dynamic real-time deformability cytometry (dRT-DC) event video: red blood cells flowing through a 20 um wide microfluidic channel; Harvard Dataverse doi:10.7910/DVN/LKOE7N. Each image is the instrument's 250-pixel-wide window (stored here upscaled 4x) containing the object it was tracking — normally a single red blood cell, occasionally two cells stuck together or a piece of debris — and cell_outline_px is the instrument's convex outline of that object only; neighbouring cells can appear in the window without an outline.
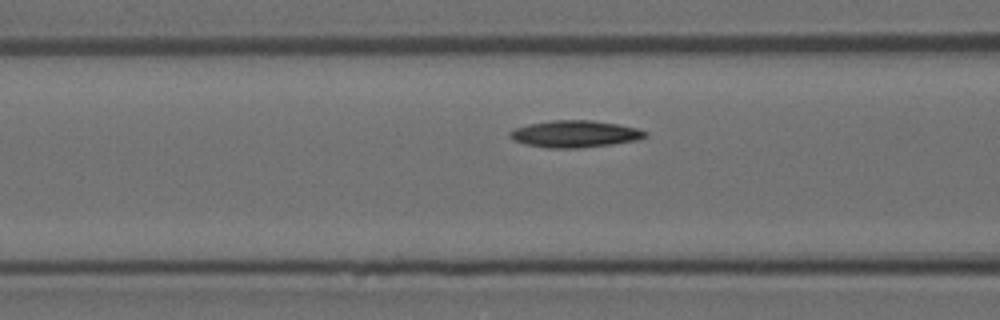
{"species": "Egyptian fruit bat (a non-hibernating species)", "species_latin": "Rousettus aegyptiacus", "temperature_condition": "room temperature", "stored_images_in_passage": 14, "camera_frame_rate_fps": 3000, "um_per_image_px": 0.085, "animal": {"sex": "female"}, "frame": {"image": 1, "passage_image": 12, "time_ms": 3.667, "image_size_px": [1000, 320], "cell_outline_px": [[648, 136], [636, 140], [612, 144], [580, 148], [548, 148], [524, 144], [508, 136], [508, 132], [516, 128], [532, 124], [552, 120], [592, 120], [616, 124], [636, 128], [648, 132]], "centroid_in_image_um": [48.88, 11.39], "position_along_channel_um": 117.7, "area_um2": 21.04}}